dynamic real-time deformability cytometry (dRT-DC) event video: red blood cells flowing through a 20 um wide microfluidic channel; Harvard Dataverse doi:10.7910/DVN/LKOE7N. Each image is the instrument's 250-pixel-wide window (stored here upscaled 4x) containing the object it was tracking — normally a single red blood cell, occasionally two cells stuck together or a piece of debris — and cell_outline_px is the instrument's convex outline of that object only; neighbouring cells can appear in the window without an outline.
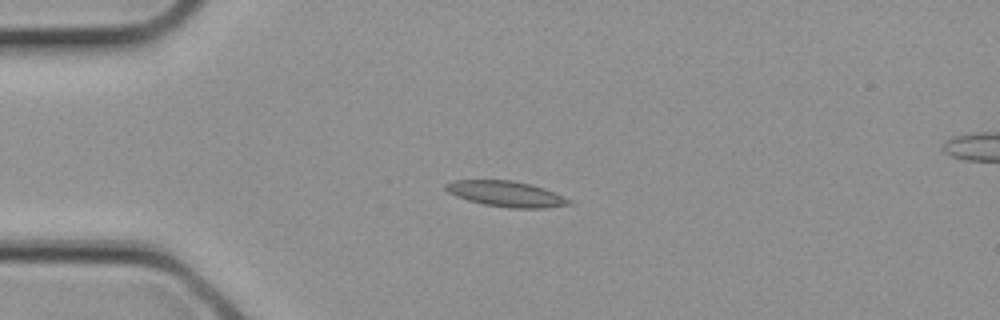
{"species": "common noctule bat (a hibernating species)", "species_latin": "Nyctalus noctula", "temperature_condition": "cold", "stored_images_in_passage": 3, "camera_frame_rate_fps": 3000, "um_per_image_px": 0.085, "animal": {"sex": "female", "body_mass_g": 21.9}, "frame": {"image": 1, "passage_image": 2, "time_ms": 0.333, "image_size_px": [1000, 320], "cell_outline_px": [[572, 204], [544, 208], [508, 208], [484, 204], [468, 200], [456, 196], [448, 192], [444, 188], [444, 184], [452, 180], [512, 180], [532, 184], [544, 188], [572, 200]], "centroid_in_image_um": [43.01, 16.47], "position_along_channel_um": 42.0, "area_um2": 18.5}}